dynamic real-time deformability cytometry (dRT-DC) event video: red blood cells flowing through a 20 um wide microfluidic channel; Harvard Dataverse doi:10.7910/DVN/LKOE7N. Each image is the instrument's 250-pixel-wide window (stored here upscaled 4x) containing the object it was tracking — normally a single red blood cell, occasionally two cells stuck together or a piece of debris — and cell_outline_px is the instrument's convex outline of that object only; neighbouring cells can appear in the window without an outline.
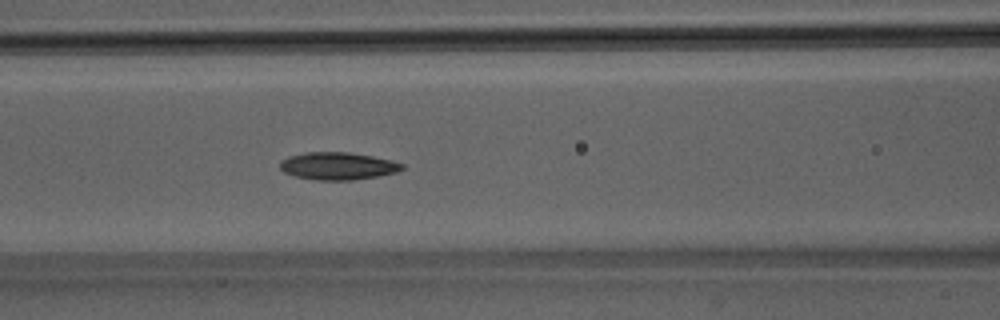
{"species": "Egyptian fruit bat (a non-hibernating species)", "species_latin": "Rousettus aegyptiacus", "temperature_condition": "room temperature", "stored_images_in_passage": 47, "camera_frame_rate_fps": 3000, "um_per_image_px": 0.085, "animal": {"sex": "male"}, "frame": {"image": 1, "passage_image": 18, "time_ms": 5.667, "image_size_px": [1000, 320], "cell_outline_px": [[404, 168], [396, 172], [376, 176], [352, 180], [316, 180], [296, 176], [284, 172], [280, 168], [280, 160], [288, 156], [304, 152], [348, 152], [372, 156], [392, 160], [404, 164]], "centroid_in_image_um": [28.69, 14.1], "position_along_channel_um": 137.9, "area_um2": 19.54}}
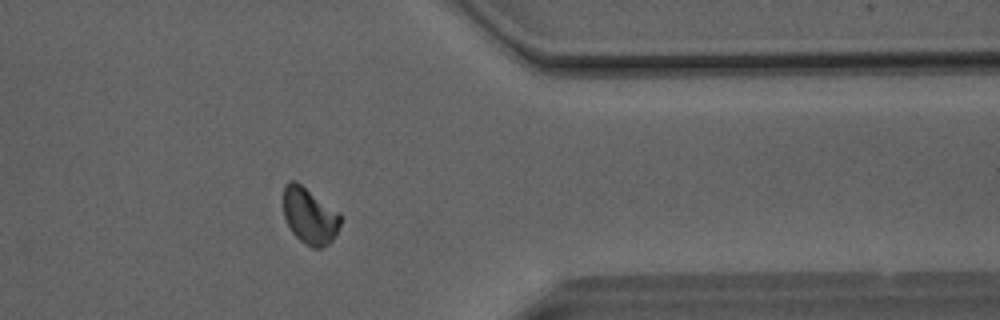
{"frame": {"image": 2, "passage_image": 37, "time_ms": 12.0, "image_size_px": [1000, 320], "cell_outline_px": [[340, 224], [332, 240], [328, 244], [320, 248], [312, 248], [304, 244], [292, 232], [284, 216], [284, 184], [288, 180], [296, 180], [340, 212]], "centroid_in_image_um": [26.31, 18.32], "position_along_channel_um": 385.1, "area_um2": 18.79}}
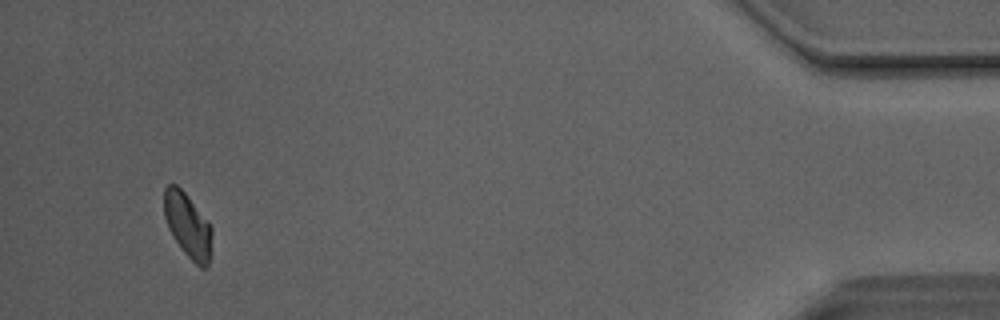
{"frame": {"image": 3, "passage_image": 44, "time_ms": 14.333, "image_size_px": [1000, 320], "cell_outline_px": [[212, 232], [208, 264], [204, 268], [200, 268], [180, 248], [172, 236], [168, 228], [164, 216], [164, 188], [168, 184], [176, 184], [188, 196], [208, 220], [212, 228]], "centroid_in_image_um": [15.94, 19.14], "position_along_channel_um": 419.3, "area_um2": 17.98}, "authors_computed_cell_mechanics": {"area_um2": 18.8428, "velocity_mm_per_s": 4.1067, "shape_relaxation_time_tau1_ms": 8.5331, "shape_relaxation_time_tau2_ms": 4.3534, "deformation_change_tau1": 0.1774, "deformation_change_tau2": 0.0792}}